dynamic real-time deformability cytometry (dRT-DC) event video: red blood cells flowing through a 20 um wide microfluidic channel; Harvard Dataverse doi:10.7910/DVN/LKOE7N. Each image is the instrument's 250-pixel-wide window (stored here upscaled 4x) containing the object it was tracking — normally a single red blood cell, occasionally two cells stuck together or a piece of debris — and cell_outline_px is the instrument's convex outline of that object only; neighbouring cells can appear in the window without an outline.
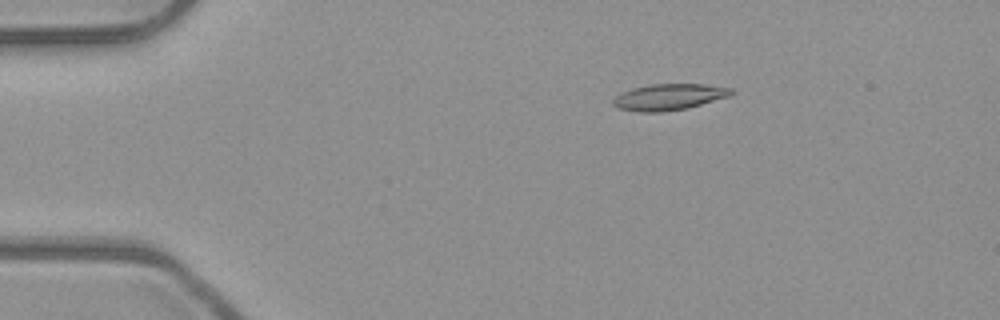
{"species": "common noctule bat (a hibernating species)", "species_latin": "Nyctalus noctula", "temperature_condition": "room temperature", "stored_images_in_passage": 5, "camera_frame_rate_fps": 3000, "um_per_image_px": 0.085, "animal": {"sex": "male", "body_mass_g": 23.1, "forearm_length_mm": 52.7}, "frame": {"image": 1, "passage_image": 3, "time_ms": 0.667, "image_size_px": [1000, 320], "cell_outline_px": [[736, 92], [728, 96], [688, 108], [660, 112], [640, 112], [616, 108], [612, 104], [612, 100], [620, 92], [632, 88], [648, 84], [704, 84], [732, 88]], "centroid_in_image_um": [56.82, 8.24], "position_along_channel_um": 28.2, "area_um2": 18.21}}
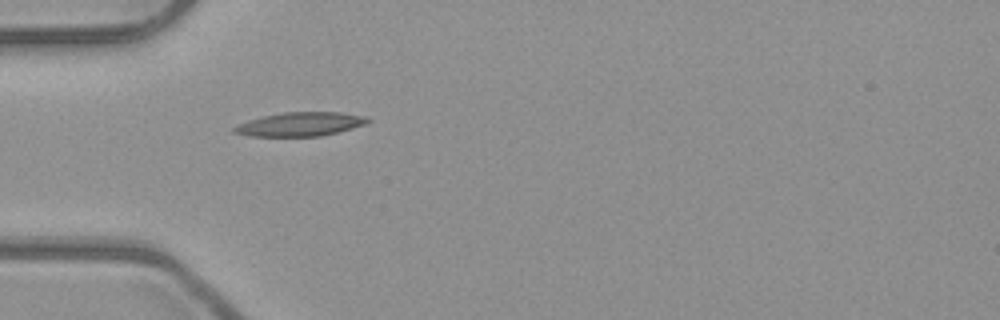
{"frame": {"image": 2, "passage_image": 5, "time_ms": 1.333, "image_size_px": [1000, 320], "cell_outline_px": [[372, 120], [364, 124], [352, 128], [320, 136], [252, 136], [232, 132], [232, 128], [248, 120], [264, 116], [284, 112], [340, 112], [368, 116]], "centroid_in_image_um": [25.55, 10.55], "position_along_channel_um": 59.5, "area_um2": 18.44}}